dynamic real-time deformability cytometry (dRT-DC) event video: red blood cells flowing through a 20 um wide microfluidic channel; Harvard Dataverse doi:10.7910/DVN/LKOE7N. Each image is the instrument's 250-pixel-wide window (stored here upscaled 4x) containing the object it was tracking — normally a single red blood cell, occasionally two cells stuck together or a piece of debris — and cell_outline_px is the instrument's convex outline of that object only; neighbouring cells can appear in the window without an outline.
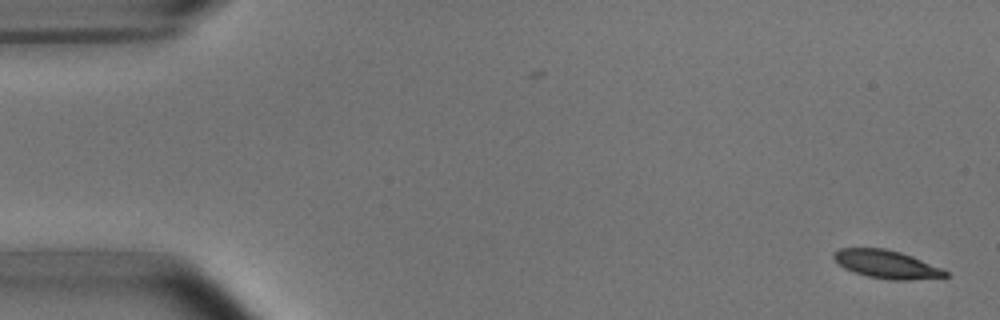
{"species": "common noctule bat (a hibernating species)", "species_latin": "Nyctalus noctula", "temperature_condition": "room temperature", "stored_images_in_passage": 53, "camera_frame_rate_fps": 3000, "um_per_image_px": 0.085, "animal": {"sex": "male", "body_mass_g": 15.6}, "frame": {"image": 1, "passage_image": 2, "time_ms": 0.333, "image_size_px": [1000, 320], "cell_outline_px": [[948, 276], [908, 280], [892, 280], [868, 276], [844, 268], [832, 256], [832, 252], [840, 248], [884, 248], [900, 252], [912, 256], [940, 268], [948, 272]], "centroid_in_image_um": [75.33, 22.45], "position_along_channel_um": 9.7, "area_um2": 17.98}}
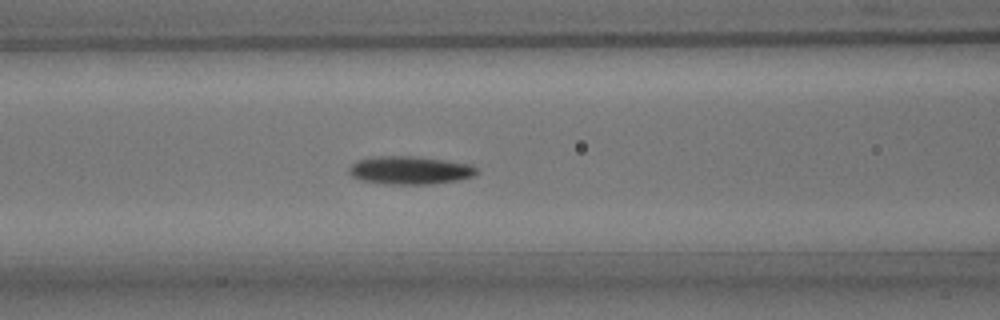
{"frame": {"image": 2, "passage_image": 22, "time_ms": 7.0, "image_size_px": [1000, 320], "cell_outline_px": [[480, 172], [476, 176], [456, 180], [432, 184], [388, 184], [360, 180], [352, 176], [348, 172], [348, 168], [356, 160], [376, 156], [412, 156], [444, 160], [472, 164]], "centroid_in_image_um": [34.85, 14.47], "position_along_channel_um": 131.7, "area_um2": 21.04}}
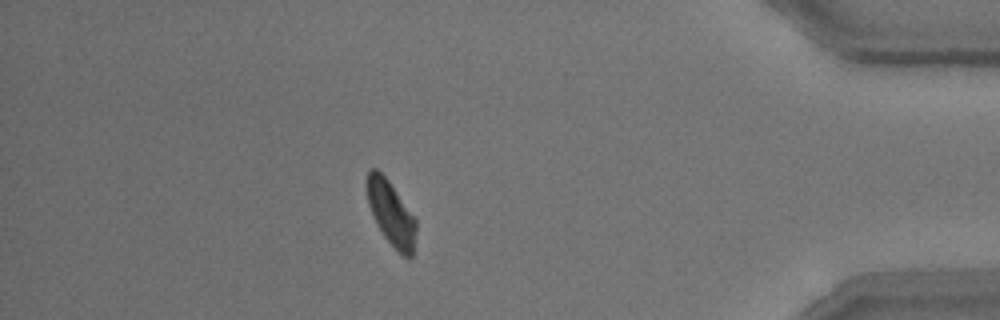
{"frame": {"image": 3, "passage_image": 47, "time_ms": 15.333, "image_size_px": [1000, 320], "cell_outline_px": [[416, 232], [412, 256], [408, 260], [384, 236], [376, 224], [368, 204], [368, 172], [372, 168], [376, 168], [388, 180], [416, 220]], "centroid_in_image_um": [33.25, 18.16], "position_along_channel_um": 401.9, "area_um2": 17.86}, "authors_computed_cell_mechanics": {"area_um2": 19.3052, "velocity_mm_per_s": 3.7566, "shape_relaxation_time_tau1_ms": 3.937, "shape_relaxation_time_tau2_ms": null, "deformation_change_tau1": 0.1239, "deformation_change_tau2": null}}